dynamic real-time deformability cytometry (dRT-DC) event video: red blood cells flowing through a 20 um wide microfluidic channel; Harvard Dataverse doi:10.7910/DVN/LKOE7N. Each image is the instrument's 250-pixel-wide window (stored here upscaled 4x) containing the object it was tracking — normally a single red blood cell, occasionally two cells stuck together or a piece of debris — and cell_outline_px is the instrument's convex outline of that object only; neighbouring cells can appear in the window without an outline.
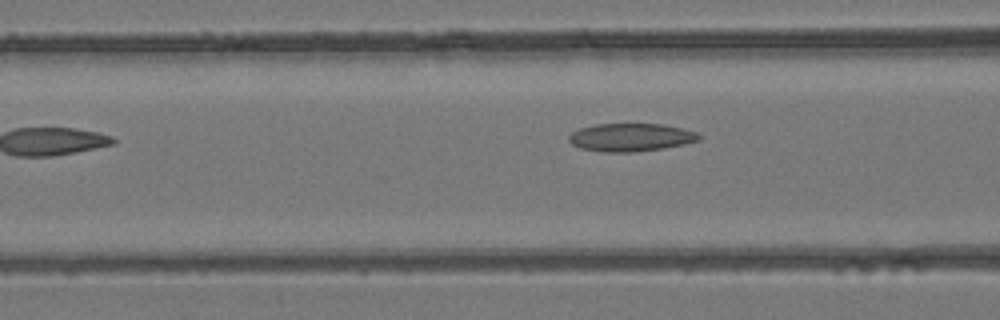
{"species": "common noctule bat (a hibernating species)", "species_latin": "Nyctalus noctula", "temperature_condition": "room temperature", "stored_images_in_passage": 5, "camera_frame_rate_fps": 3000, "um_per_image_px": 0.085, "animal": {"sex": "female", "body_mass_g": 24.6, "forearm_length_mm": 56.2}, "frame": {"image": 1, "passage_image": 5, "time_ms": 1.333, "image_size_px": [1000, 320], "cell_outline_px": [[700, 140], [684, 144], [664, 148], [636, 152], [604, 152], [580, 148], [572, 144], [568, 140], [568, 136], [572, 132], [580, 128], [596, 124], [664, 124], [696, 132], [700, 136]], "centroid_in_image_um": [53.6, 11.68], "position_along_channel_um": 113.0, "area_um2": 21.21}}